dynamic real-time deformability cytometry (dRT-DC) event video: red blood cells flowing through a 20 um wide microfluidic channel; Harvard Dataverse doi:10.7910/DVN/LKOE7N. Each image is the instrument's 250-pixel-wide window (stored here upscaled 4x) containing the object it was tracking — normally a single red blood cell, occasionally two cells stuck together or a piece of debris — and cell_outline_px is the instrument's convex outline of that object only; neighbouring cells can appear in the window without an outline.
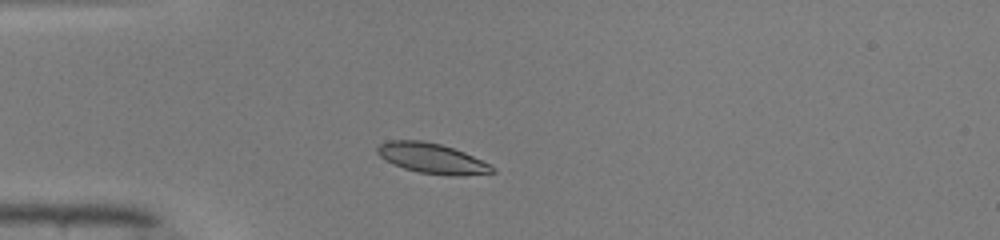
{"species": "common noctule bat (a hibernating species)", "species_latin": "Nyctalus noctula", "temperature_condition": "warm", "stored_images_in_passage": 37, "camera_frame_rate_fps": 3000, "um_per_image_px": 0.085, "animal": {"sex": "male", "body_mass_g": 19.0, "forearm_length_mm": 50.8}, "frame": {"image": 1, "passage_image": 1, "time_ms": 0.0, "image_size_px": [1000, 240], "cell_outline_px": [[496, 172], [460, 176], [448, 176], [420, 172], [404, 168], [380, 156], [376, 152], [376, 148], [384, 140], [420, 140], [440, 144], [464, 152], [496, 168]], "centroid_in_image_um": [36.71, 13.46], "position_along_channel_um": 48.3, "area_um2": 20.0}}
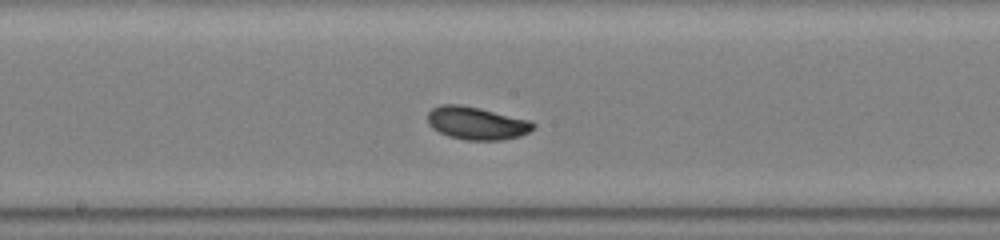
{"frame": {"image": 2, "passage_image": 14, "time_ms": 4.333, "image_size_px": [1000, 240], "cell_outline_px": [[536, 128], [520, 136], [504, 140], [464, 140], [448, 136], [432, 128], [428, 124], [428, 112], [432, 108], [440, 104], [460, 104], [480, 108], [528, 120], [536, 124]], "centroid_in_image_um": [40.5, 10.47], "position_along_channel_um": 207.7, "area_um2": 20.29}}
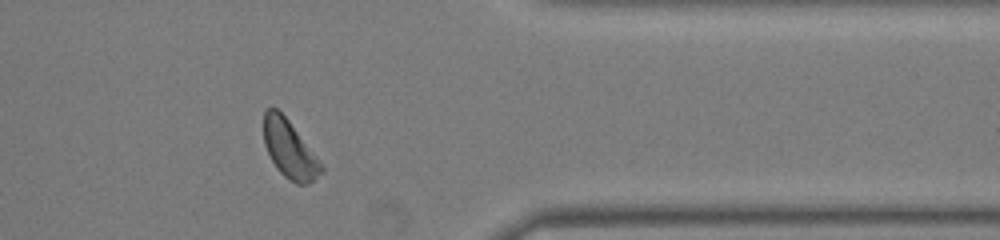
{"frame": {"image": 3, "passage_image": 28, "time_ms": 9.0, "image_size_px": [1000, 240], "cell_outline_px": [[324, 172], [308, 184], [296, 184], [288, 180], [276, 168], [264, 144], [264, 112], [268, 108], [276, 108], [288, 120], [324, 168]], "centroid_in_image_um": [24.59, 12.72], "position_along_channel_um": 386.8, "area_um2": 18.9}, "authors_computed_cell_mechanics": {"area_um2": 19.4208, "velocity_mm_per_s": 4.0884, "shape_relaxation_time_tau1_ms": 3.5503, "shape_relaxation_time_tau2_ms": null, "deformation_change_tau1": 0.1337, "deformation_change_tau2": null}}